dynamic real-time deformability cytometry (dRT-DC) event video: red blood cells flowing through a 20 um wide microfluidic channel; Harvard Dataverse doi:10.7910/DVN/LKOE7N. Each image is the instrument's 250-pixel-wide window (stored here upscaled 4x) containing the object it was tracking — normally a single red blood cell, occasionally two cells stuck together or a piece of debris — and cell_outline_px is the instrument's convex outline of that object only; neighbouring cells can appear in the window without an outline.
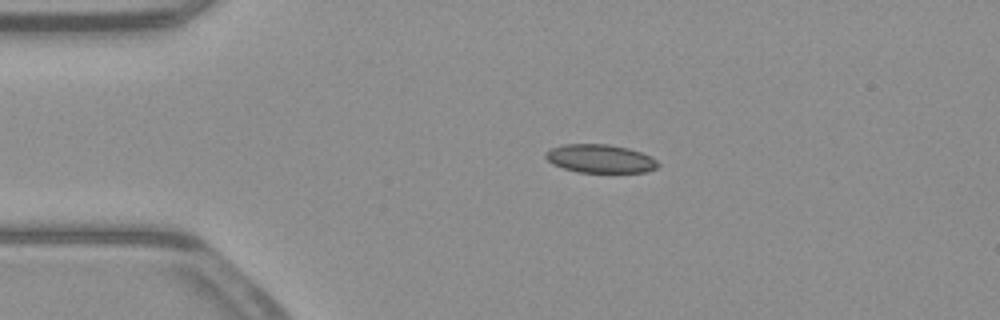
{"species": "common noctule bat (a hibernating species)", "species_latin": "Nyctalus noctula", "temperature_condition": "warm", "stored_images_in_passage": 42, "camera_frame_rate_fps": 3000, "um_per_image_px": 0.085, "animal": {"sex": "male", "body_mass_g": 23.1, "forearm_length_mm": 52.7}, "frame": {"image": 1, "passage_image": 1, "time_ms": 0.0, "image_size_px": [1000, 320], "cell_outline_px": [[660, 164], [656, 168], [644, 172], [576, 172], [552, 164], [544, 156], [544, 152], [552, 148], [564, 144], [608, 144], [628, 148], [652, 156]], "centroid_in_image_um": [51.01, 13.48], "position_along_channel_um": 34.0, "area_um2": 18.61}}
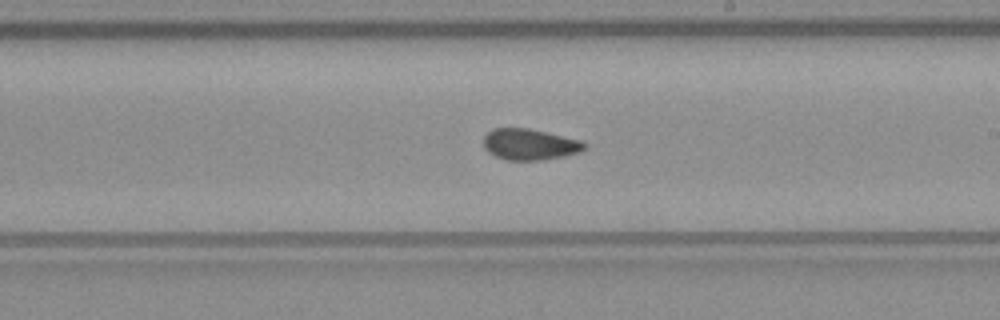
{"frame": {"image": 2, "passage_image": 20, "time_ms": 6.333, "image_size_px": [1000, 320], "cell_outline_px": [[588, 148], [580, 152], [564, 156], [544, 160], [504, 160], [488, 152], [484, 148], [484, 136], [492, 128], [528, 128], [580, 140], [588, 144]], "centroid_in_image_um": [45.04, 12.28], "position_along_channel_um": 244.0, "area_um2": 18.44}}
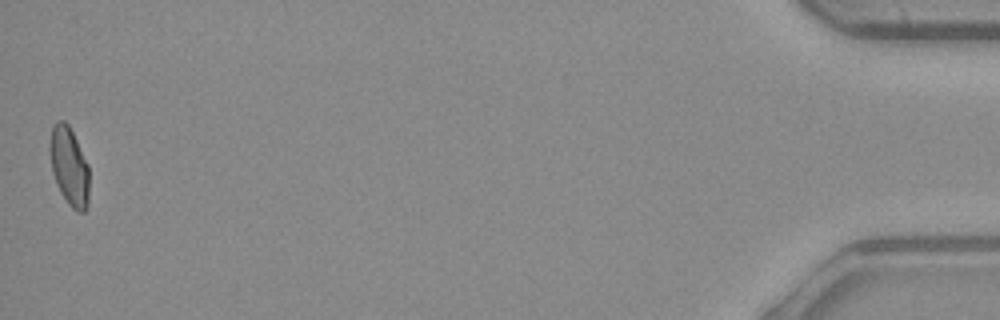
{"frame": {"image": 3, "passage_image": 42, "time_ms": 13.667, "image_size_px": [1000, 320], "cell_outline_px": [[88, 204], [84, 212], [76, 212], [68, 204], [60, 192], [52, 172], [48, 148], [48, 144], [52, 128], [56, 120], [64, 120], [68, 124], [88, 164]], "centroid_in_image_um": [5.85, 14.13], "position_along_channel_um": 429.3, "area_um2": 18.09}, "authors_computed_cell_mechanics": {"area_um2": 18.496, "velocity_mm_per_s": 3.9408, "shape_relaxation_time_tau1_ms": null, "shape_relaxation_time_tau2_ms": 2.5671, "deformation_change_tau1": null, "deformation_change_tau2": 0.0788}}